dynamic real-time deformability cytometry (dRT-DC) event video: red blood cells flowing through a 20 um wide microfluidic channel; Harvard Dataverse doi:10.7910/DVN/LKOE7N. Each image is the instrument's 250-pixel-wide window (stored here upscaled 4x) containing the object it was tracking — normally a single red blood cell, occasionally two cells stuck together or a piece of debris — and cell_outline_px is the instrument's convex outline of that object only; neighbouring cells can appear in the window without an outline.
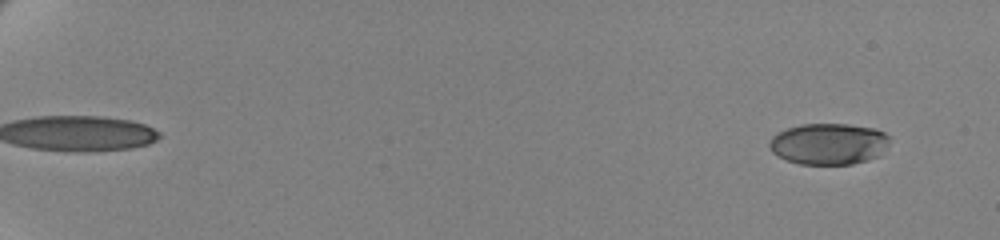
{"species": "human", "species_latin": "Homo sapiens", "temperature_condition": "cold", "stored_images_in_passage": 62, "camera_frame_rate_fps": 3000, "um_per_image_px": 0.085, "donor": {"sex": "female"}, "frame": {"image": 1, "passage_image": 5, "time_ms": 1.333, "image_size_px": [1000, 240], "cell_outline_px": [[888, 144], [880, 156], [868, 160], [852, 164], [800, 164], [776, 156], [772, 152], [768, 144], [772, 136], [788, 128], [800, 124], [848, 124], [876, 128], [884, 132], [888, 136]], "centroid_in_image_um": [70.45, 12.23], "position_along_channel_um": 14.6, "area_um2": 29.07}}
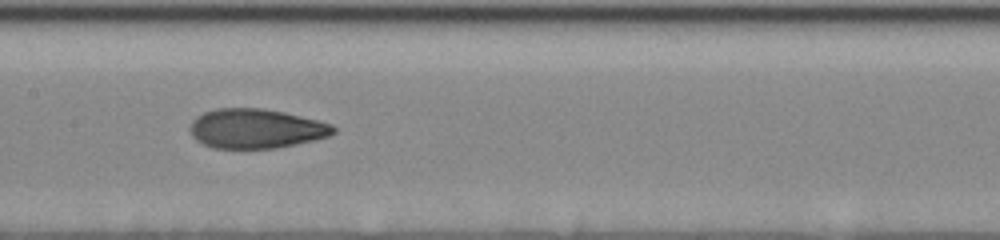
{"frame": {"image": 2, "passage_image": 36, "time_ms": 11.667, "image_size_px": [1000, 240], "cell_outline_px": [[336, 132], [328, 136], [296, 144], [276, 148], [212, 148], [196, 140], [192, 136], [188, 128], [192, 120], [196, 116], [204, 112], [216, 108], [260, 108], [284, 112], [332, 124], [336, 128]], "centroid_in_image_um": [21.72, 10.93], "position_along_channel_um": 185.7, "area_um2": 33.0}}
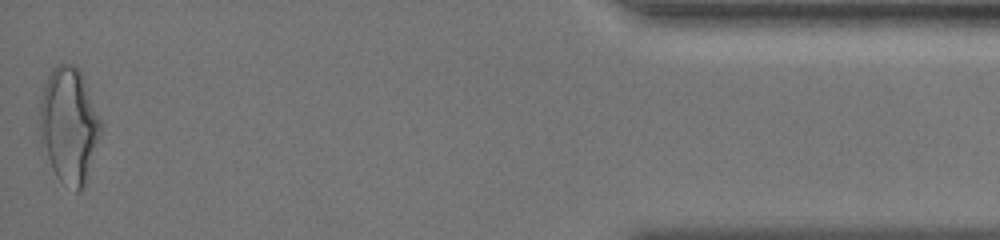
{"frame": {"image": 3, "passage_image": 62, "time_ms": 20.333, "image_size_px": [1000, 240], "cell_outline_px": [[104, 128], [88, 176], [80, 192], [76, 192], [60, 180], [56, 176], [52, 168], [40, 140], [40, 100], [48, 76], [52, 68], [56, 64], [72, 64], [80, 72], [84, 80]], "centroid_in_image_um": [5.89, 10.68], "position_along_channel_um": 429.3, "area_um2": 41.1}, "authors_computed_cell_mechanics": {"area_um2": 32.657, "velocity_mm_per_s": 3.503, "shape_relaxation_time_tau1_ms": 5.4334, "shape_relaxation_time_tau2_ms": 1.4628, "deformation_change_tau1": 0.1826, "deformation_change_tau2": 0.0798}}